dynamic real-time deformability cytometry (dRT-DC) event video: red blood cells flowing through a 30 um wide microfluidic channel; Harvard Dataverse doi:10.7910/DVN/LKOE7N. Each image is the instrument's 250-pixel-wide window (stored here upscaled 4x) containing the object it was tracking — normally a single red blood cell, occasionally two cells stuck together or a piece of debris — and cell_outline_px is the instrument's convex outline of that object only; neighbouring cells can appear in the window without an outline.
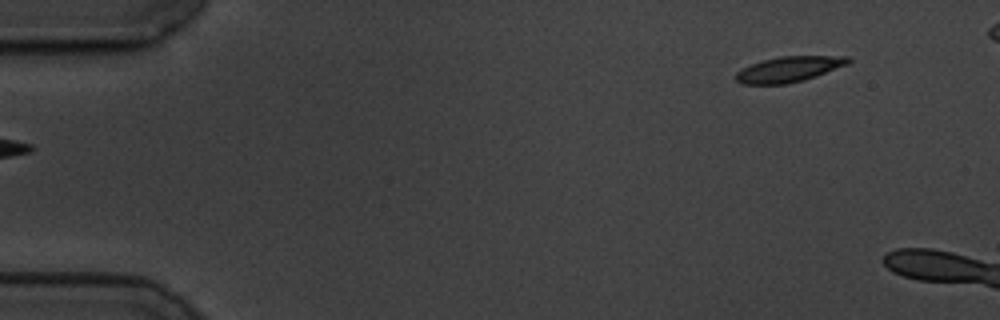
{"species": "common noctule bat (a hibernating species)", "species_latin": "Nyctalus noctula", "temperature_condition": "cold", "stored_images_in_passage": 6, "camera_frame_rate_fps": 3000, "um_per_image_px": 0.085, "animal": {"sex": "male", "body_mass_g": 19.5, "forearm_length_mm": 54.6}, "frame": {"image": 1, "passage_image": 1, "time_ms": 0.0, "image_size_px": [1000, 320], "cell_outline_px": [[852, 60], [848, 64], [816, 76], [804, 80], [784, 84], [744, 84], [736, 80], [736, 72], [752, 64], [764, 60], [780, 56], [848, 56]], "centroid_in_image_um": [67.09, 5.88], "position_along_channel_um": 17.9, "area_um2": 16.47}}